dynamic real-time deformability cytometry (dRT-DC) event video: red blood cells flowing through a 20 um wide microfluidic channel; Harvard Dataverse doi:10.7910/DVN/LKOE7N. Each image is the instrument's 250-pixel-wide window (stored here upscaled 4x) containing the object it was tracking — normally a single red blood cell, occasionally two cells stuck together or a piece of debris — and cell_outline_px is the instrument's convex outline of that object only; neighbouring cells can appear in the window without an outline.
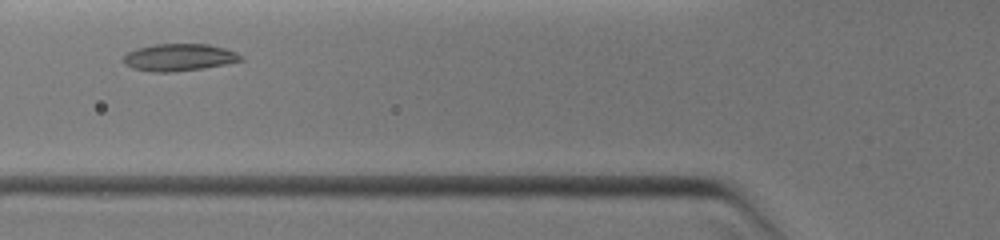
{"species": "common noctule bat (a hibernating species)", "species_latin": "Nyctalus noctula", "temperature_condition": "warm", "stored_images_in_passage": 11, "camera_frame_rate_fps": 3000, "um_per_image_px": 0.085, "animal": {"sex": "female", "body_mass_g": 19.0, "forearm_length_mm": 51.5}, "frame": {"image": 1, "passage_image": 4, "time_ms": 1.333, "image_size_px": [1000, 240], "cell_outline_px": [[244, 60], [204, 68], [172, 72], [148, 72], [132, 68], [124, 64], [124, 56], [128, 52], [136, 48], [156, 44], [208, 44], [224, 48], [236, 52]], "centroid_in_image_um": [15.19, 4.88], "position_along_channel_um": 110.6, "area_um2": 18.55}}
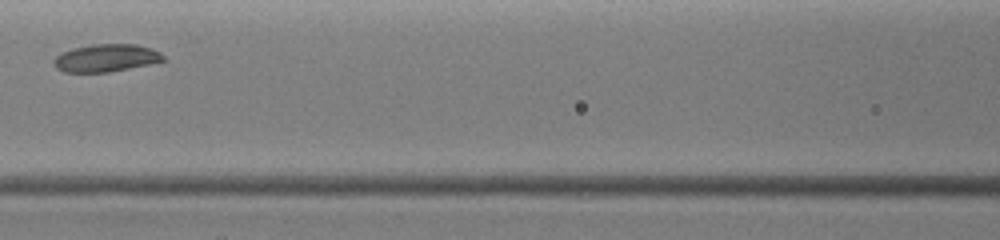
{"frame": {"image": 2, "passage_image": 6, "time_ms": 2.333, "image_size_px": [1000, 240], "cell_outline_px": [[168, 60], [108, 72], [64, 72], [56, 68], [52, 60], [56, 56], [72, 48], [92, 44], [136, 44], [160, 52]], "centroid_in_image_um": [9.0, 4.92], "position_along_channel_um": 157.6, "area_um2": 17.51}}
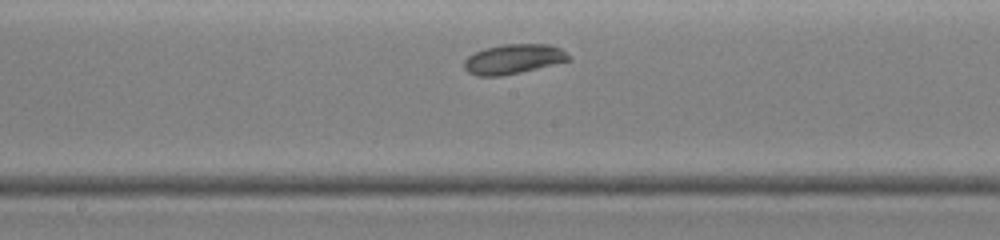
{"frame": {"image": 3, "passage_image": 9, "time_ms": 3.333, "image_size_px": [1000, 240], "cell_outline_px": [[572, 60], [520, 72], [500, 76], [476, 76], [468, 72], [464, 68], [464, 60], [468, 56], [484, 48], [504, 44], [548, 44], [560, 48], [572, 56]], "centroid_in_image_um": [43.65, 5.02], "position_along_channel_um": 204.5, "area_um2": 18.15}}